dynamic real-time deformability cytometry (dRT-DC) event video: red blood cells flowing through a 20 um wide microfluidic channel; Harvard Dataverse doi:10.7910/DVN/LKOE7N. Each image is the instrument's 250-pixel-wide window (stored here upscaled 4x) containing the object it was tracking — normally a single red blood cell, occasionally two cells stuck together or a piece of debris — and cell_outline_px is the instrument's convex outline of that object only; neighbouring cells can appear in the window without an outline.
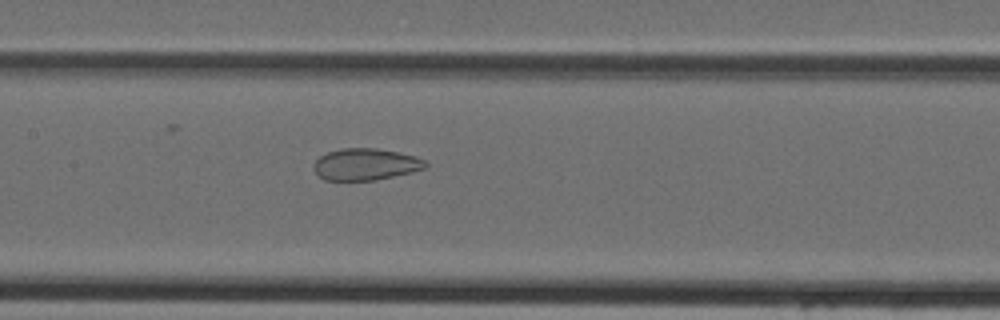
{"species": "Egyptian fruit bat (a non-hibernating species)", "species_latin": "Rousettus aegyptiacus", "temperature_condition": "cold", "stored_images_in_passage": 41, "camera_frame_rate_fps": 3000, "um_per_image_px": 0.085, "animal": {"sex": "female"}, "frame": {"image": 1, "passage_image": 18, "time_ms": 5.667, "image_size_px": [1000, 320], "cell_outline_px": [[428, 164], [424, 168], [412, 172], [376, 180], [324, 180], [312, 168], [312, 164], [320, 156], [328, 152], [340, 148], [376, 148], [400, 152], [416, 156], [424, 160]], "centroid_in_image_um": [31.07, 13.96], "position_along_channel_um": 176.3, "area_um2": 20.75}}
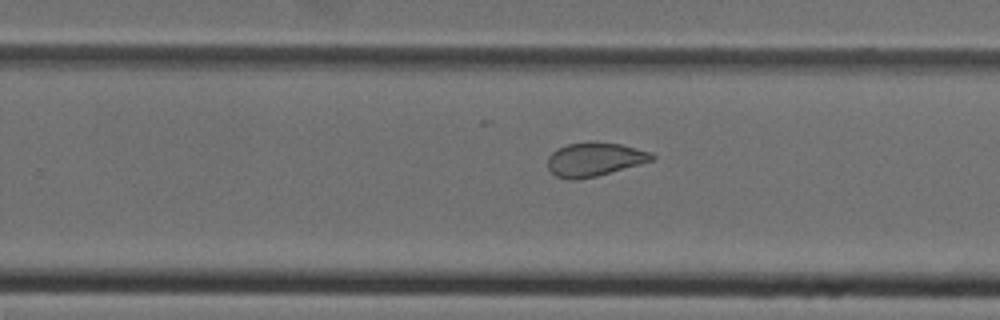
{"frame": {"image": 2, "passage_image": 25, "time_ms": 8.0, "image_size_px": [1000, 320], "cell_outline_px": [[656, 160], [596, 176], [576, 180], [568, 180], [556, 176], [548, 168], [548, 156], [556, 148], [568, 144], [588, 140], [620, 144], [652, 152], [656, 156]], "centroid_in_image_um": [50.55, 13.53], "position_along_channel_um": 279.3, "area_um2": 20.87}}
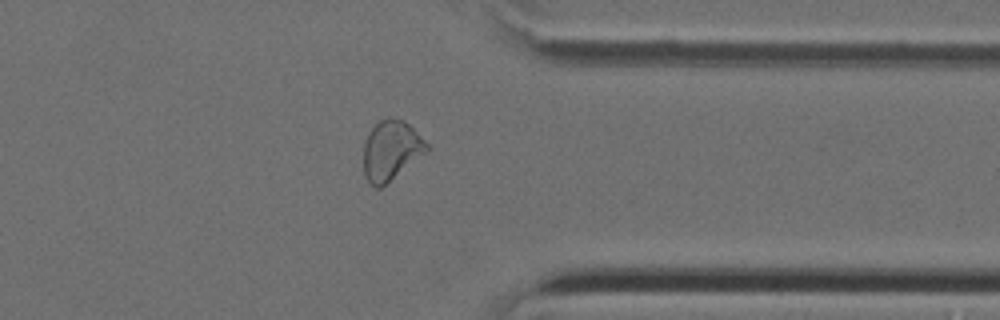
{"frame": {"image": 3, "passage_image": 32, "time_ms": 10.333, "image_size_px": [1000, 320], "cell_outline_px": [[428, 152], [380, 188], [376, 188], [364, 176], [364, 144], [372, 128], [380, 120], [388, 116], [404, 120], [428, 144]], "centroid_in_image_um": [33.25, 12.78], "position_along_channel_um": 378.2, "area_um2": 21.79}}